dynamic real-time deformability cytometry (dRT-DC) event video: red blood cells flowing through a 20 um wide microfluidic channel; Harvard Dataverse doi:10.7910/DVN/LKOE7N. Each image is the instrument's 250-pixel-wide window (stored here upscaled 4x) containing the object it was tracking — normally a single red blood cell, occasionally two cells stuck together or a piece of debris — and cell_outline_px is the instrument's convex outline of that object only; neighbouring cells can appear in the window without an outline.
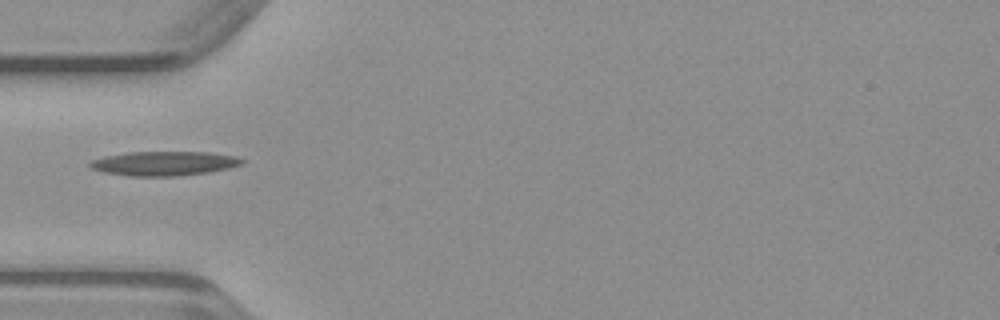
{"species": "common noctule bat (a hibernating species)", "species_latin": "Nyctalus noctula", "temperature_condition": "warm", "stored_images_in_passage": 34, "camera_frame_rate_fps": 3000, "um_per_image_px": 0.085, "animal": {"sex": "male", "body_mass_g": 23.1, "forearm_length_mm": 52.7}, "frame": {"image": 1, "passage_image": 1, "time_ms": 0.0, "image_size_px": [1000, 320], "cell_outline_px": [[244, 164], [228, 168], [208, 172], [176, 176], [128, 176], [104, 172], [88, 168], [88, 164], [92, 160], [104, 156], [128, 152], [208, 152], [236, 156], [244, 160]], "centroid_in_image_um": [13.92, 13.89], "position_along_channel_um": 71.1, "area_um2": 21.62}}
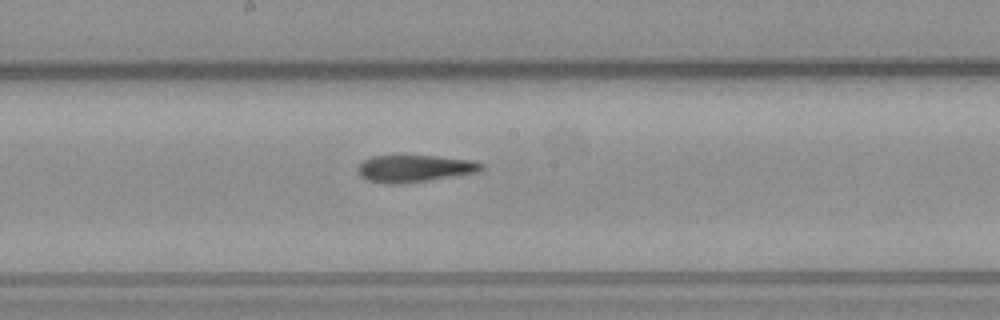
{"frame": {"image": 2, "passage_image": 11, "time_ms": 3.333, "image_size_px": [1000, 320], "cell_outline_px": [[484, 168], [480, 172], [400, 184], [388, 184], [368, 180], [360, 176], [356, 172], [356, 168], [364, 160], [372, 156], [400, 152], [472, 160], [484, 164]], "centroid_in_image_um": [35.19, 14.27], "position_along_channel_um": 213.0, "area_um2": 20.4}}
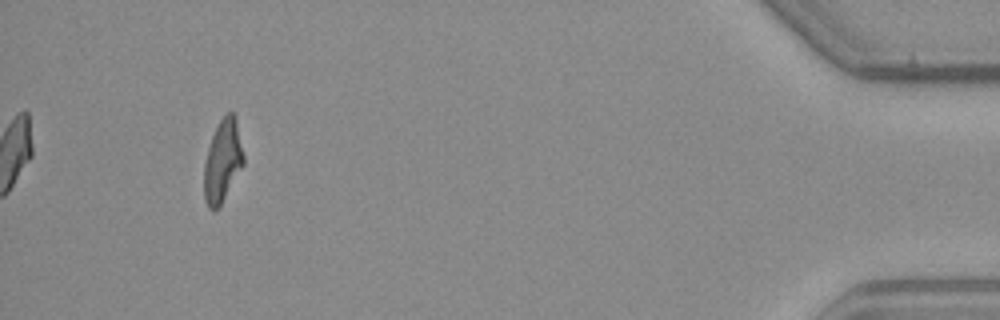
{"frame": {"image": 3, "passage_image": 31, "time_ms": 10.0, "image_size_px": [1000, 320], "cell_outline_px": [[244, 164], [220, 204], [212, 212], [208, 208], [204, 200], [204, 164], [208, 148], [212, 136], [220, 120], [228, 112], [232, 112], [236, 116], [244, 156]], "centroid_in_image_um": [18.92, 13.67], "position_along_channel_um": 416.3, "area_um2": 18.79}}